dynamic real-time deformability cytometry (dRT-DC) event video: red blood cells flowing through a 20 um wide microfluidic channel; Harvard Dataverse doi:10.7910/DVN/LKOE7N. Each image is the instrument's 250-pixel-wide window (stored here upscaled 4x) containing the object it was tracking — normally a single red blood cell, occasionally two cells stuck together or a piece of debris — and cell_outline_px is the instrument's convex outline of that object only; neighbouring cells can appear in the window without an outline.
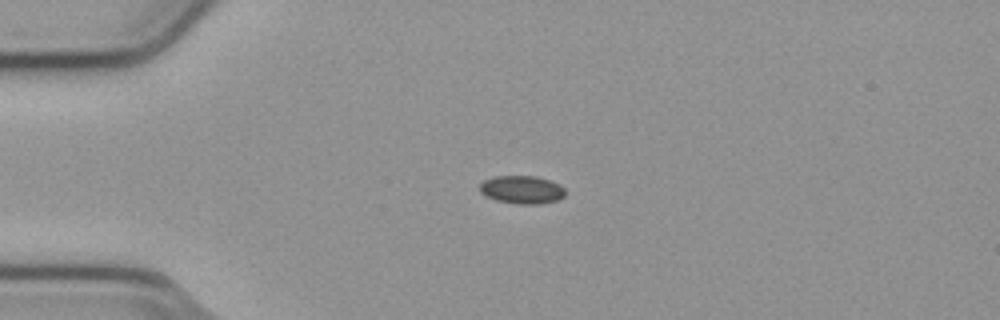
{"species": "common noctule bat (a hibernating species)", "species_latin": "Nyctalus noctula", "temperature_condition": "cold", "stored_images_in_passage": 42, "camera_frame_rate_fps": 3000, "um_per_image_px": 0.085, "animal": {"sex": "male", "body_mass_g": 23.1, "forearm_length_mm": 52.7}, "frame": {"image": 1, "passage_image": 1, "time_ms": 0.0, "image_size_px": [1000, 320], "cell_outline_px": [[564, 196], [556, 200], [536, 204], [516, 204], [496, 200], [480, 192], [480, 184], [484, 180], [492, 176], [536, 176], [560, 184], [564, 188]], "centroid_in_image_um": [44.34, 16.11], "position_along_channel_um": 40.7, "area_um2": 13.87}}
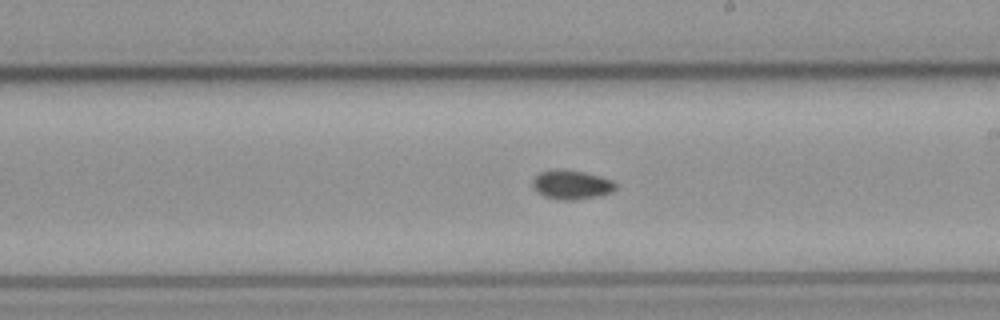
{"frame": {"image": 2, "passage_image": 19, "time_ms": 6.0, "image_size_px": [1000, 320], "cell_outline_px": [[616, 188], [612, 192], [600, 196], [576, 200], [556, 200], [544, 196], [536, 192], [532, 188], [532, 180], [540, 172], [556, 168], [584, 172], [600, 176], [612, 180], [616, 184]], "centroid_in_image_um": [48.55, 15.71], "position_along_channel_um": 240.4, "area_um2": 14.39}}
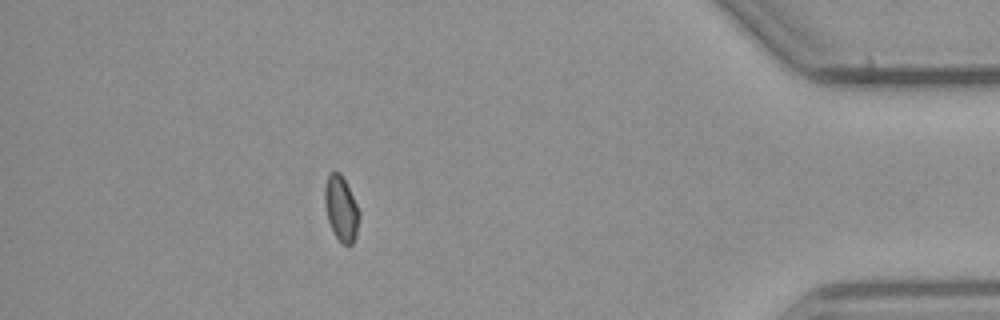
{"frame": {"image": 3, "passage_image": 36, "time_ms": 11.667, "image_size_px": [1000, 320], "cell_outline_px": [[360, 216], [356, 236], [352, 244], [344, 244], [332, 232], [328, 220], [324, 204], [324, 188], [328, 176], [332, 172], [340, 172], [360, 212]], "centroid_in_image_um": [28.99, 17.75], "position_along_channel_um": 406.2, "area_um2": 12.89}, "authors_computed_cell_mechanics": {"area_um2": 13.3807, "velocity_mm_per_s": 3.7982, "shape_relaxation_time_tau1_ms": 2.566, "shape_relaxation_time_tau2_ms": null, "deformation_change_tau1": 0.0514, "deformation_change_tau2": null}}